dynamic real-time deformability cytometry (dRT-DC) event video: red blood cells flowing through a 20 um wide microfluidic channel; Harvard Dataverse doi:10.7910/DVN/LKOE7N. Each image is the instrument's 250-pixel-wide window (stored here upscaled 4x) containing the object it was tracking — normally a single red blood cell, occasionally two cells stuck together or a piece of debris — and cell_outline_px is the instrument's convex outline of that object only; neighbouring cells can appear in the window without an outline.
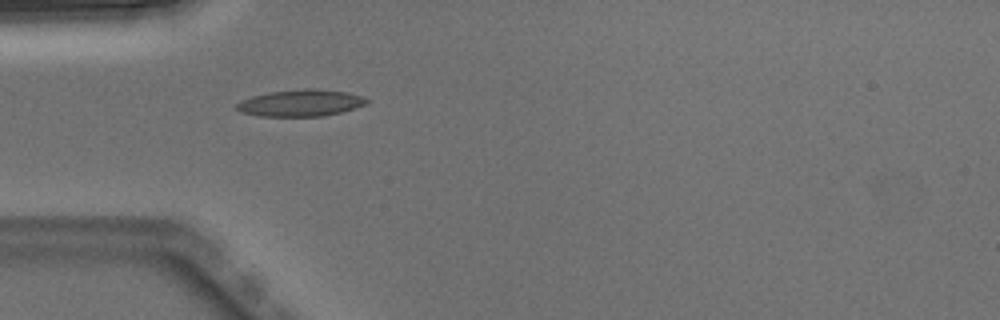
{"species": "Egyptian fruit bat (a non-hibernating species)", "species_latin": "Rousettus aegyptiacus", "temperature_condition": "warm", "stored_images_in_passage": 1, "camera_frame_rate_fps": 3000, "um_per_image_px": 0.085, "animal": {"sex": "male"}, "frame": {"image": 1, "passage_image": 1, "time_ms": 0.0, "image_size_px": [1000, 320], "cell_outline_px": [[368, 100], [364, 104], [340, 112], [324, 116], [260, 116], [240, 112], [236, 108], [236, 104], [240, 100], [252, 96], [268, 92], [304, 88], [316, 88], [348, 92], [364, 96]], "centroid_in_image_um": [25.52, 8.74], "position_along_channel_um": 59.5, "area_um2": 20.29}}